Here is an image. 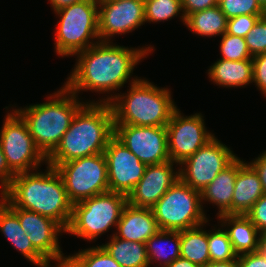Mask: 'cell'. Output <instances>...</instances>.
Here are the masks:
<instances>
[{
	"label": "cell",
	"instance_id": "obj_1",
	"mask_svg": "<svg viewBox=\"0 0 266 267\" xmlns=\"http://www.w3.org/2000/svg\"><path fill=\"white\" fill-rule=\"evenodd\" d=\"M153 49L150 46L135 49L114 45L113 42H98L75 54L78 60L63 85L76 95L88 90L114 93L132 79L134 67Z\"/></svg>",
	"mask_w": 266,
	"mask_h": 267
},
{
	"label": "cell",
	"instance_id": "obj_2",
	"mask_svg": "<svg viewBox=\"0 0 266 267\" xmlns=\"http://www.w3.org/2000/svg\"><path fill=\"white\" fill-rule=\"evenodd\" d=\"M43 173L31 171L16 174L0 193L8 207L36 212L58 222L65 230L72 216L64 181L55 167L48 165Z\"/></svg>",
	"mask_w": 266,
	"mask_h": 267
},
{
	"label": "cell",
	"instance_id": "obj_3",
	"mask_svg": "<svg viewBox=\"0 0 266 267\" xmlns=\"http://www.w3.org/2000/svg\"><path fill=\"white\" fill-rule=\"evenodd\" d=\"M114 136L111 105L107 102H86L75 114L70 127L45 165L57 167L77 158L102 154Z\"/></svg>",
	"mask_w": 266,
	"mask_h": 267
},
{
	"label": "cell",
	"instance_id": "obj_4",
	"mask_svg": "<svg viewBox=\"0 0 266 267\" xmlns=\"http://www.w3.org/2000/svg\"><path fill=\"white\" fill-rule=\"evenodd\" d=\"M127 93L110 94L99 102L111 105L114 125L166 126L177 105L168 88L135 77Z\"/></svg>",
	"mask_w": 266,
	"mask_h": 267
},
{
	"label": "cell",
	"instance_id": "obj_5",
	"mask_svg": "<svg viewBox=\"0 0 266 267\" xmlns=\"http://www.w3.org/2000/svg\"><path fill=\"white\" fill-rule=\"evenodd\" d=\"M53 94L46 102L14 109L26 122L36 147L46 158L59 145L75 114L85 104L64 85Z\"/></svg>",
	"mask_w": 266,
	"mask_h": 267
},
{
	"label": "cell",
	"instance_id": "obj_6",
	"mask_svg": "<svg viewBox=\"0 0 266 267\" xmlns=\"http://www.w3.org/2000/svg\"><path fill=\"white\" fill-rule=\"evenodd\" d=\"M54 12L60 17L54 43L58 56H74L100 42L98 0H82Z\"/></svg>",
	"mask_w": 266,
	"mask_h": 267
},
{
	"label": "cell",
	"instance_id": "obj_7",
	"mask_svg": "<svg viewBox=\"0 0 266 267\" xmlns=\"http://www.w3.org/2000/svg\"><path fill=\"white\" fill-rule=\"evenodd\" d=\"M127 203L126 195L111 191L74 203L65 233L88 241L95 240L112 226H117Z\"/></svg>",
	"mask_w": 266,
	"mask_h": 267
},
{
	"label": "cell",
	"instance_id": "obj_8",
	"mask_svg": "<svg viewBox=\"0 0 266 267\" xmlns=\"http://www.w3.org/2000/svg\"><path fill=\"white\" fill-rule=\"evenodd\" d=\"M201 192L180 179L151 208L160 230L182 231L208 222Z\"/></svg>",
	"mask_w": 266,
	"mask_h": 267
},
{
	"label": "cell",
	"instance_id": "obj_9",
	"mask_svg": "<svg viewBox=\"0 0 266 267\" xmlns=\"http://www.w3.org/2000/svg\"><path fill=\"white\" fill-rule=\"evenodd\" d=\"M69 200L74 204L110 191L104 153L77 158L56 167Z\"/></svg>",
	"mask_w": 266,
	"mask_h": 267
},
{
	"label": "cell",
	"instance_id": "obj_10",
	"mask_svg": "<svg viewBox=\"0 0 266 267\" xmlns=\"http://www.w3.org/2000/svg\"><path fill=\"white\" fill-rule=\"evenodd\" d=\"M4 118L0 144L9 169L15 175L37 170L47 158L36 147L26 122L14 109Z\"/></svg>",
	"mask_w": 266,
	"mask_h": 267
},
{
	"label": "cell",
	"instance_id": "obj_11",
	"mask_svg": "<svg viewBox=\"0 0 266 267\" xmlns=\"http://www.w3.org/2000/svg\"><path fill=\"white\" fill-rule=\"evenodd\" d=\"M238 156L215 136L179 167L180 180L193 190L201 192ZM184 165V166H183Z\"/></svg>",
	"mask_w": 266,
	"mask_h": 267
},
{
	"label": "cell",
	"instance_id": "obj_12",
	"mask_svg": "<svg viewBox=\"0 0 266 267\" xmlns=\"http://www.w3.org/2000/svg\"><path fill=\"white\" fill-rule=\"evenodd\" d=\"M204 123L201 113L184 117L178 108L173 112L166 125L170 160L181 164L215 136Z\"/></svg>",
	"mask_w": 266,
	"mask_h": 267
},
{
	"label": "cell",
	"instance_id": "obj_13",
	"mask_svg": "<svg viewBox=\"0 0 266 267\" xmlns=\"http://www.w3.org/2000/svg\"><path fill=\"white\" fill-rule=\"evenodd\" d=\"M114 137L146 165L170 160L166 126L114 125Z\"/></svg>",
	"mask_w": 266,
	"mask_h": 267
},
{
	"label": "cell",
	"instance_id": "obj_14",
	"mask_svg": "<svg viewBox=\"0 0 266 267\" xmlns=\"http://www.w3.org/2000/svg\"><path fill=\"white\" fill-rule=\"evenodd\" d=\"M19 218L22 229L28 234L33 247L54 267H65L68 256H64L58 237L66 230L55 220L36 212L17 207H9Z\"/></svg>",
	"mask_w": 266,
	"mask_h": 267
},
{
	"label": "cell",
	"instance_id": "obj_15",
	"mask_svg": "<svg viewBox=\"0 0 266 267\" xmlns=\"http://www.w3.org/2000/svg\"><path fill=\"white\" fill-rule=\"evenodd\" d=\"M145 24L144 0H98L100 42H111L115 34L134 31Z\"/></svg>",
	"mask_w": 266,
	"mask_h": 267
},
{
	"label": "cell",
	"instance_id": "obj_16",
	"mask_svg": "<svg viewBox=\"0 0 266 267\" xmlns=\"http://www.w3.org/2000/svg\"><path fill=\"white\" fill-rule=\"evenodd\" d=\"M104 155L107 161L109 190L128 196L143 177L147 165L114 136L109 140Z\"/></svg>",
	"mask_w": 266,
	"mask_h": 267
},
{
	"label": "cell",
	"instance_id": "obj_17",
	"mask_svg": "<svg viewBox=\"0 0 266 267\" xmlns=\"http://www.w3.org/2000/svg\"><path fill=\"white\" fill-rule=\"evenodd\" d=\"M174 164L178 165L169 160L161 164L147 165L143 177L128 194V203L135 207L151 209L180 179L179 168L175 172Z\"/></svg>",
	"mask_w": 266,
	"mask_h": 267
},
{
	"label": "cell",
	"instance_id": "obj_18",
	"mask_svg": "<svg viewBox=\"0 0 266 267\" xmlns=\"http://www.w3.org/2000/svg\"><path fill=\"white\" fill-rule=\"evenodd\" d=\"M117 238L146 243L160 229L150 208L135 207L127 203L122 211L121 218L116 226Z\"/></svg>",
	"mask_w": 266,
	"mask_h": 267
},
{
	"label": "cell",
	"instance_id": "obj_19",
	"mask_svg": "<svg viewBox=\"0 0 266 267\" xmlns=\"http://www.w3.org/2000/svg\"><path fill=\"white\" fill-rule=\"evenodd\" d=\"M245 163L236 158L201 191V201L210 202L219 209L217 217L223 214H232V197L239 168Z\"/></svg>",
	"mask_w": 266,
	"mask_h": 267
},
{
	"label": "cell",
	"instance_id": "obj_20",
	"mask_svg": "<svg viewBox=\"0 0 266 267\" xmlns=\"http://www.w3.org/2000/svg\"><path fill=\"white\" fill-rule=\"evenodd\" d=\"M0 231L21 255L38 267H52L33 247L18 216L0 199Z\"/></svg>",
	"mask_w": 266,
	"mask_h": 267
},
{
	"label": "cell",
	"instance_id": "obj_21",
	"mask_svg": "<svg viewBox=\"0 0 266 267\" xmlns=\"http://www.w3.org/2000/svg\"><path fill=\"white\" fill-rule=\"evenodd\" d=\"M217 219L221 226L226 228L233 249L238 255L260 250V232L246 215L223 214Z\"/></svg>",
	"mask_w": 266,
	"mask_h": 267
},
{
	"label": "cell",
	"instance_id": "obj_22",
	"mask_svg": "<svg viewBox=\"0 0 266 267\" xmlns=\"http://www.w3.org/2000/svg\"><path fill=\"white\" fill-rule=\"evenodd\" d=\"M263 194L258 173L245 162L237 172L232 197V214L245 215Z\"/></svg>",
	"mask_w": 266,
	"mask_h": 267
},
{
	"label": "cell",
	"instance_id": "obj_23",
	"mask_svg": "<svg viewBox=\"0 0 266 267\" xmlns=\"http://www.w3.org/2000/svg\"><path fill=\"white\" fill-rule=\"evenodd\" d=\"M208 78L226 88L243 87L253 81V60L229 61L218 59L208 69Z\"/></svg>",
	"mask_w": 266,
	"mask_h": 267
},
{
	"label": "cell",
	"instance_id": "obj_24",
	"mask_svg": "<svg viewBox=\"0 0 266 267\" xmlns=\"http://www.w3.org/2000/svg\"><path fill=\"white\" fill-rule=\"evenodd\" d=\"M170 241L173 247L167 249ZM145 245L149 267L157 262L159 267H165L180 257V231L159 230Z\"/></svg>",
	"mask_w": 266,
	"mask_h": 267
},
{
	"label": "cell",
	"instance_id": "obj_25",
	"mask_svg": "<svg viewBox=\"0 0 266 267\" xmlns=\"http://www.w3.org/2000/svg\"><path fill=\"white\" fill-rule=\"evenodd\" d=\"M184 24L192 33L212 38V36H222L227 32L228 18L219 5H216L187 15Z\"/></svg>",
	"mask_w": 266,
	"mask_h": 267
},
{
	"label": "cell",
	"instance_id": "obj_26",
	"mask_svg": "<svg viewBox=\"0 0 266 267\" xmlns=\"http://www.w3.org/2000/svg\"><path fill=\"white\" fill-rule=\"evenodd\" d=\"M101 246L121 267H149L145 243L115 237Z\"/></svg>",
	"mask_w": 266,
	"mask_h": 267
},
{
	"label": "cell",
	"instance_id": "obj_27",
	"mask_svg": "<svg viewBox=\"0 0 266 267\" xmlns=\"http://www.w3.org/2000/svg\"><path fill=\"white\" fill-rule=\"evenodd\" d=\"M204 225L180 231V257L201 267L210 262L208 230H203Z\"/></svg>",
	"mask_w": 266,
	"mask_h": 267
},
{
	"label": "cell",
	"instance_id": "obj_28",
	"mask_svg": "<svg viewBox=\"0 0 266 267\" xmlns=\"http://www.w3.org/2000/svg\"><path fill=\"white\" fill-rule=\"evenodd\" d=\"M65 267H121L101 246L79 250L68 256Z\"/></svg>",
	"mask_w": 266,
	"mask_h": 267
},
{
	"label": "cell",
	"instance_id": "obj_29",
	"mask_svg": "<svg viewBox=\"0 0 266 267\" xmlns=\"http://www.w3.org/2000/svg\"><path fill=\"white\" fill-rule=\"evenodd\" d=\"M144 11L145 22H164L182 14L181 21L185 23L181 0H144Z\"/></svg>",
	"mask_w": 266,
	"mask_h": 267
},
{
	"label": "cell",
	"instance_id": "obj_30",
	"mask_svg": "<svg viewBox=\"0 0 266 267\" xmlns=\"http://www.w3.org/2000/svg\"><path fill=\"white\" fill-rule=\"evenodd\" d=\"M213 230L208 231L210 261H230L238 259V254L234 251L228 233L223 226L220 224L218 230L216 228Z\"/></svg>",
	"mask_w": 266,
	"mask_h": 267
},
{
	"label": "cell",
	"instance_id": "obj_31",
	"mask_svg": "<svg viewBox=\"0 0 266 267\" xmlns=\"http://www.w3.org/2000/svg\"><path fill=\"white\" fill-rule=\"evenodd\" d=\"M221 37V58L229 61L252 59L244 37L224 33Z\"/></svg>",
	"mask_w": 266,
	"mask_h": 267
},
{
	"label": "cell",
	"instance_id": "obj_32",
	"mask_svg": "<svg viewBox=\"0 0 266 267\" xmlns=\"http://www.w3.org/2000/svg\"><path fill=\"white\" fill-rule=\"evenodd\" d=\"M218 5L228 19L240 15H266L257 0H220Z\"/></svg>",
	"mask_w": 266,
	"mask_h": 267
},
{
	"label": "cell",
	"instance_id": "obj_33",
	"mask_svg": "<svg viewBox=\"0 0 266 267\" xmlns=\"http://www.w3.org/2000/svg\"><path fill=\"white\" fill-rule=\"evenodd\" d=\"M244 39L252 57L266 53V15L258 19Z\"/></svg>",
	"mask_w": 266,
	"mask_h": 267
},
{
	"label": "cell",
	"instance_id": "obj_34",
	"mask_svg": "<svg viewBox=\"0 0 266 267\" xmlns=\"http://www.w3.org/2000/svg\"><path fill=\"white\" fill-rule=\"evenodd\" d=\"M264 15H240L228 19L227 33L234 36L246 37L258 19Z\"/></svg>",
	"mask_w": 266,
	"mask_h": 267
},
{
	"label": "cell",
	"instance_id": "obj_35",
	"mask_svg": "<svg viewBox=\"0 0 266 267\" xmlns=\"http://www.w3.org/2000/svg\"><path fill=\"white\" fill-rule=\"evenodd\" d=\"M259 232L266 229V193H264L245 214Z\"/></svg>",
	"mask_w": 266,
	"mask_h": 267
},
{
	"label": "cell",
	"instance_id": "obj_36",
	"mask_svg": "<svg viewBox=\"0 0 266 267\" xmlns=\"http://www.w3.org/2000/svg\"><path fill=\"white\" fill-rule=\"evenodd\" d=\"M253 81L257 88L266 96V53L252 57Z\"/></svg>",
	"mask_w": 266,
	"mask_h": 267
},
{
	"label": "cell",
	"instance_id": "obj_37",
	"mask_svg": "<svg viewBox=\"0 0 266 267\" xmlns=\"http://www.w3.org/2000/svg\"><path fill=\"white\" fill-rule=\"evenodd\" d=\"M238 267H266V253L258 250L238 255Z\"/></svg>",
	"mask_w": 266,
	"mask_h": 267
},
{
	"label": "cell",
	"instance_id": "obj_38",
	"mask_svg": "<svg viewBox=\"0 0 266 267\" xmlns=\"http://www.w3.org/2000/svg\"><path fill=\"white\" fill-rule=\"evenodd\" d=\"M184 16L218 5L217 0H181Z\"/></svg>",
	"mask_w": 266,
	"mask_h": 267
},
{
	"label": "cell",
	"instance_id": "obj_39",
	"mask_svg": "<svg viewBox=\"0 0 266 267\" xmlns=\"http://www.w3.org/2000/svg\"><path fill=\"white\" fill-rule=\"evenodd\" d=\"M15 174L9 169L0 144V190L1 192L11 183Z\"/></svg>",
	"mask_w": 266,
	"mask_h": 267
},
{
	"label": "cell",
	"instance_id": "obj_40",
	"mask_svg": "<svg viewBox=\"0 0 266 267\" xmlns=\"http://www.w3.org/2000/svg\"><path fill=\"white\" fill-rule=\"evenodd\" d=\"M258 173L263 192L266 193V151L260 154L252 162H248Z\"/></svg>",
	"mask_w": 266,
	"mask_h": 267
},
{
	"label": "cell",
	"instance_id": "obj_41",
	"mask_svg": "<svg viewBox=\"0 0 266 267\" xmlns=\"http://www.w3.org/2000/svg\"><path fill=\"white\" fill-rule=\"evenodd\" d=\"M202 267H238V260L233 259L230 261H210Z\"/></svg>",
	"mask_w": 266,
	"mask_h": 267
},
{
	"label": "cell",
	"instance_id": "obj_42",
	"mask_svg": "<svg viewBox=\"0 0 266 267\" xmlns=\"http://www.w3.org/2000/svg\"><path fill=\"white\" fill-rule=\"evenodd\" d=\"M165 267H201V266L190 262L188 259L179 257Z\"/></svg>",
	"mask_w": 266,
	"mask_h": 267
},
{
	"label": "cell",
	"instance_id": "obj_43",
	"mask_svg": "<svg viewBox=\"0 0 266 267\" xmlns=\"http://www.w3.org/2000/svg\"><path fill=\"white\" fill-rule=\"evenodd\" d=\"M50 5L54 11L59 10L63 7L70 6L82 0H49Z\"/></svg>",
	"mask_w": 266,
	"mask_h": 267
},
{
	"label": "cell",
	"instance_id": "obj_44",
	"mask_svg": "<svg viewBox=\"0 0 266 267\" xmlns=\"http://www.w3.org/2000/svg\"><path fill=\"white\" fill-rule=\"evenodd\" d=\"M260 250L266 253V229L260 232Z\"/></svg>",
	"mask_w": 266,
	"mask_h": 267
},
{
	"label": "cell",
	"instance_id": "obj_45",
	"mask_svg": "<svg viewBox=\"0 0 266 267\" xmlns=\"http://www.w3.org/2000/svg\"><path fill=\"white\" fill-rule=\"evenodd\" d=\"M257 1L266 10V0H257Z\"/></svg>",
	"mask_w": 266,
	"mask_h": 267
}]
</instances>
